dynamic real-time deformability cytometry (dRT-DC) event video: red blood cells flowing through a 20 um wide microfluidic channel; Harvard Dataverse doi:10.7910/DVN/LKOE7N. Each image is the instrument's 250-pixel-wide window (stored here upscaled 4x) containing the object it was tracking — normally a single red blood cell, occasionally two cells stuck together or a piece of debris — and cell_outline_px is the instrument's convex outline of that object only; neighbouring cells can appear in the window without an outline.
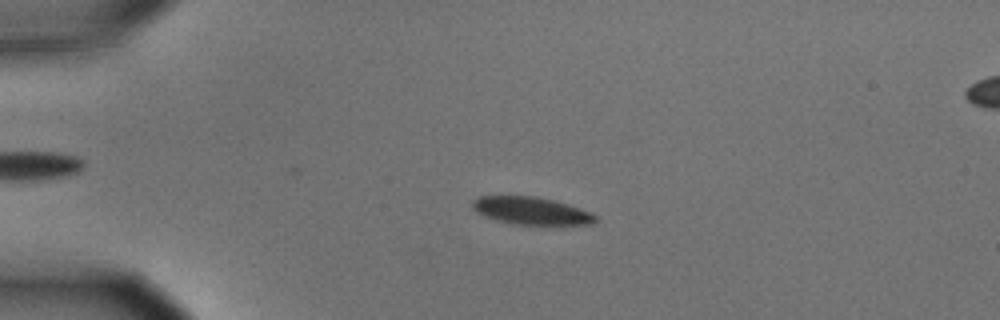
{"species": "common noctule bat (a hibernating species)", "species_latin": "Nyctalus noctula", "temperature_condition": "cold", "stored_images_in_passage": 5, "segment_of_instrument_passage": [1, 2], "camera_frame_rate_fps": 3000, "um_per_image_px": 0.085, "animal": {"sex": "male", "body_mass_g": 15.6}, "frame": {"image": 1, "passage_image": 3, "time_ms": 0.667, "image_size_px": [1000, 320], "cell_outline_px": [[600, 220], [592, 224], [516, 224], [496, 220], [484, 216], [476, 212], [472, 208], [472, 200], [480, 196], [536, 196], [568, 204], [592, 212]], "centroid_in_image_um": [45.16, 17.91], "position_along_channel_um": 39.8, "area_um2": 19.71}}